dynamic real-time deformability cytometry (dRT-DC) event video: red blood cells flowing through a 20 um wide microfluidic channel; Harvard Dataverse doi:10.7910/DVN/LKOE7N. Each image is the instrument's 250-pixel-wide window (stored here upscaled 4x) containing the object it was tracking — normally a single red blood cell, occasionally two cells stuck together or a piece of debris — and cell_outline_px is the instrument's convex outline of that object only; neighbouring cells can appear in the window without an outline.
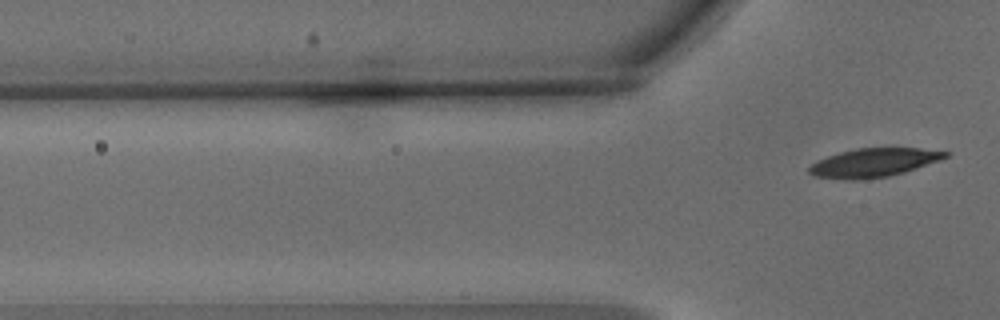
{"species": "common noctule bat (a hibernating species)", "species_latin": "Nyctalus noctula", "temperature_condition": "warm", "stored_images_in_passage": 6, "camera_frame_rate_fps": 3000, "um_per_image_px": 0.085, "animal": {"sex": "male", "body_mass_g": 15.6}, "frame": {"image": 1, "passage_image": 6, "time_ms": 1.667, "image_size_px": [1000, 320], "cell_outline_px": [[952, 152], [948, 156], [940, 160], [904, 172], [888, 176], [852, 180], [848, 180], [816, 176], [808, 172], [808, 168], [816, 160], [840, 152], [856, 148], [920, 148]], "centroid_in_image_um": [74.27, 13.81], "position_along_channel_um": 51.5, "area_um2": 22.6}}